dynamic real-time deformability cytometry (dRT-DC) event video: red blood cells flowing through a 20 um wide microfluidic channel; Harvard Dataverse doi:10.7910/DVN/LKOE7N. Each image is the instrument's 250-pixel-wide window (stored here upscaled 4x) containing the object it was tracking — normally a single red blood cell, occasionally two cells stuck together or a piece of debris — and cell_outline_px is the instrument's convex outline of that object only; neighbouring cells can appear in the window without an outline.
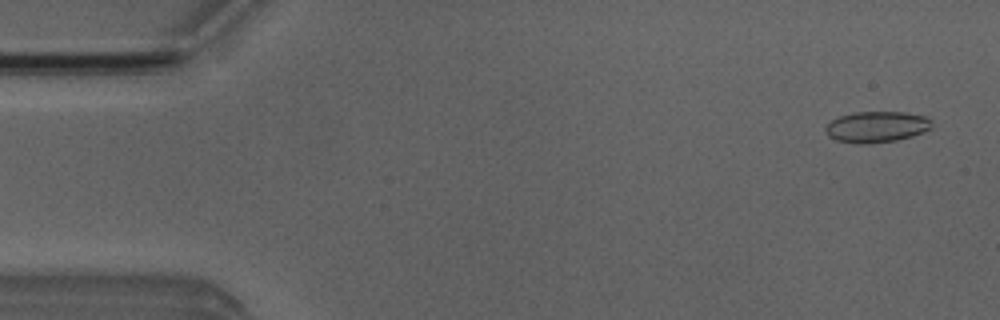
{"species": "Egyptian fruit bat (a non-hibernating species)", "species_latin": "Rousettus aegyptiacus", "temperature_condition": "room temperature", "stored_images_in_passage": 7, "camera_frame_rate_fps": 3000, "um_per_image_px": 0.085, "animal": {"sex": "male"}, "frame": {"image": 1, "passage_image": 1, "time_ms": 0.0, "image_size_px": [1000, 320], "cell_outline_px": [[932, 128], [912, 136], [896, 140], [868, 144], [856, 144], [836, 140], [828, 136], [824, 128], [832, 120], [840, 116], [856, 112], [904, 112], [928, 116], [932, 120]], "centroid_in_image_um": [74.53, 10.78], "position_along_channel_um": 10.5, "area_um2": 19.36}}